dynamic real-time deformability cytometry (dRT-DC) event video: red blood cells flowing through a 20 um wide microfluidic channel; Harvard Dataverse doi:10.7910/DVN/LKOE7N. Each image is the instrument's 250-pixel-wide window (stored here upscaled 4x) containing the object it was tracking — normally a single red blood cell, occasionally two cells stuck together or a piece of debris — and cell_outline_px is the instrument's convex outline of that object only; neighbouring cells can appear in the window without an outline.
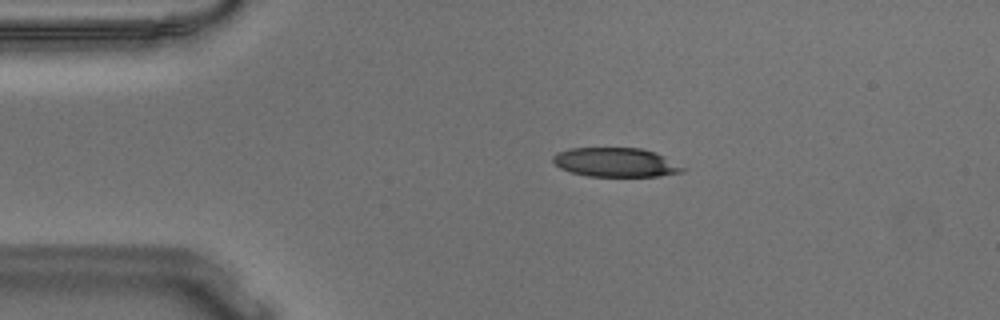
{"species": "Egyptian fruit bat (a non-hibernating species)", "species_latin": "Rousettus aegyptiacus", "temperature_condition": "warm", "stored_images_in_passage": 55, "camera_frame_rate_fps": 3000, "um_per_image_px": 0.085, "animal": {"sex": "male"}, "frame": {"image": 1, "passage_image": 11, "time_ms": 3.333, "image_size_px": [1000, 320], "cell_outline_px": [[688, 168], [684, 172], [660, 176], [588, 176], [572, 172], [560, 168], [552, 160], [552, 156], [556, 152], [568, 148], [640, 148], [656, 152]], "centroid_in_image_um": [52.37, 13.79], "position_along_channel_um": 32.6, "area_um2": 22.2}}
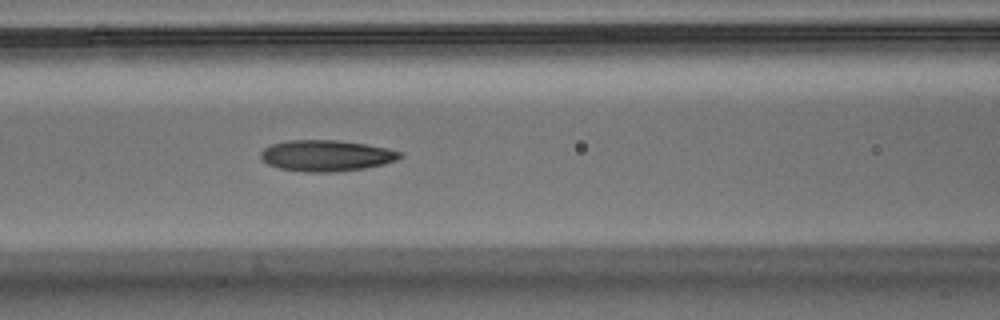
{"frame": {"image": 2, "passage_image": 23, "time_ms": 7.333, "image_size_px": [1000, 320], "cell_outline_px": [[404, 156], [396, 160], [384, 164], [364, 168], [332, 172], [304, 172], [280, 168], [268, 164], [260, 156], [260, 152], [264, 148], [272, 144], [288, 140], [340, 140], [368, 144], [388, 148], [404, 152]], "centroid_in_image_um": [27.78, 13.22], "position_along_channel_um": 138.8, "area_um2": 25.43}}
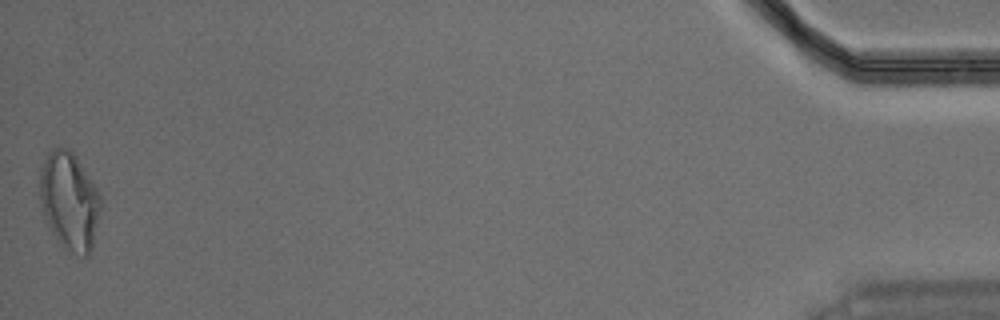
{"frame": {"image": 3, "passage_image": 55, "time_ms": 18.0, "image_size_px": [1000, 320], "cell_outline_px": [[100, 208], [92, 244], [88, 256], [84, 256], [60, 244], [52, 232], [44, 216], [40, 200], [40, 168], [48, 152], [52, 148], [72, 148], [96, 188], [100, 196]], "centroid_in_image_um": [5.87, 17.01], "position_along_channel_um": 429.3, "area_um2": 34.1}, "authors_computed_cell_mechanics": {"area_um2": 24.565, "velocity_mm_per_s": 3.6404, "shape_relaxation_time_tau1_ms": 9.6639, "shape_relaxation_time_tau2_ms": 4.4481, "deformation_change_tau1": 0.2462, "deformation_change_tau2": 0.1428}}